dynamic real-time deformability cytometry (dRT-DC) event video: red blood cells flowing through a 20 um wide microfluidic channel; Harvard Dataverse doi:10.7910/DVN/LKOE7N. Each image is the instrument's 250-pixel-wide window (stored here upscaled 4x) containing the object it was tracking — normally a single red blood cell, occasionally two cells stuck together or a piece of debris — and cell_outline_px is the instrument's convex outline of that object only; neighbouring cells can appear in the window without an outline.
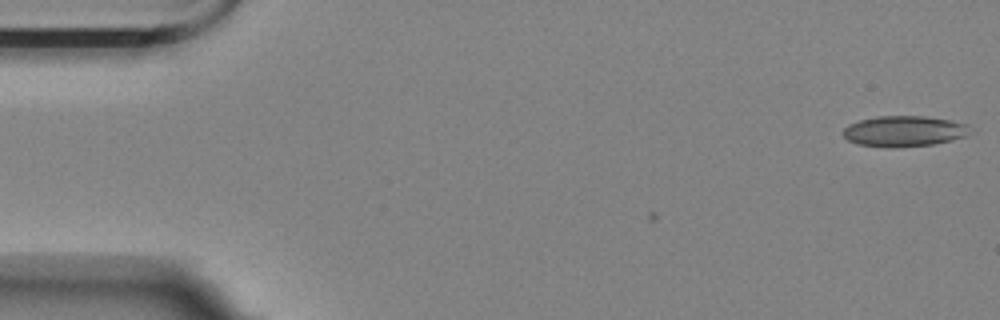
{"species": "Egyptian fruit bat (a non-hibernating species)", "species_latin": "Rousettus aegyptiacus", "temperature_condition": "room temperature", "stored_images_in_passage": 2, "camera_frame_rate_fps": 3000, "um_per_image_px": 0.085, "animal": {"sex": "female"}, "frame": {"image": 1, "passage_image": 2, "time_ms": 0.333, "image_size_px": [1000, 320], "cell_outline_px": [[976, 132], [952, 140], [932, 144], [896, 148], [888, 148], [856, 144], [848, 140], [840, 132], [848, 124], [860, 120], [876, 116], [924, 116], [948, 120], [968, 124]], "centroid_in_image_um": [76.85, 11.16], "position_along_channel_um": 8.1, "area_um2": 23.12}}